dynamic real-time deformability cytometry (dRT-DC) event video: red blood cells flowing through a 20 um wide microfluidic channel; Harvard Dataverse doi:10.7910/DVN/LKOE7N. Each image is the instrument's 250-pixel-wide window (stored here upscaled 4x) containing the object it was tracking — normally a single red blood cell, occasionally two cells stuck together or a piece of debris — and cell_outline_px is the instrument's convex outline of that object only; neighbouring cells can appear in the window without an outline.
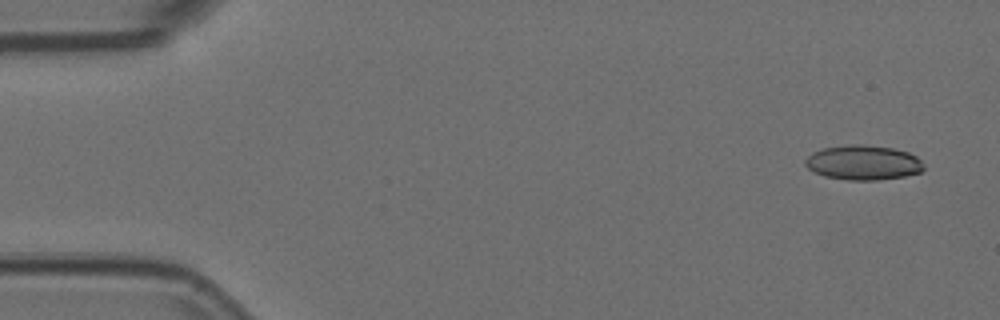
{"species": "Egyptian fruit bat (a non-hibernating species)", "species_latin": "Rousettus aegyptiacus", "temperature_condition": "room temperature", "stored_images_in_passage": 5, "camera_frame_rate_fps": 3000, "um_per_image_px": 0.085, "animal": {"sex": "female"}, "frame": {"image": 1, "passage_image": 1, "time_ms": 0.0, "image_size_px": [1000, 320], "cell_outline_px": [[924, 168], [920, 172], [904, 176], [880, 180], [848, 180], [824, 176], [808, 168], [804, 164], [804, 160], [812, 152], [824, 148], [852, 144], [864, 144], [892, 148], [908, 152], [916, 156], [920, 160]], "centroid_in_image_um": [73.36, 13.82], "position_along_channel_um": 11.6, "area_um2": 23.93}}